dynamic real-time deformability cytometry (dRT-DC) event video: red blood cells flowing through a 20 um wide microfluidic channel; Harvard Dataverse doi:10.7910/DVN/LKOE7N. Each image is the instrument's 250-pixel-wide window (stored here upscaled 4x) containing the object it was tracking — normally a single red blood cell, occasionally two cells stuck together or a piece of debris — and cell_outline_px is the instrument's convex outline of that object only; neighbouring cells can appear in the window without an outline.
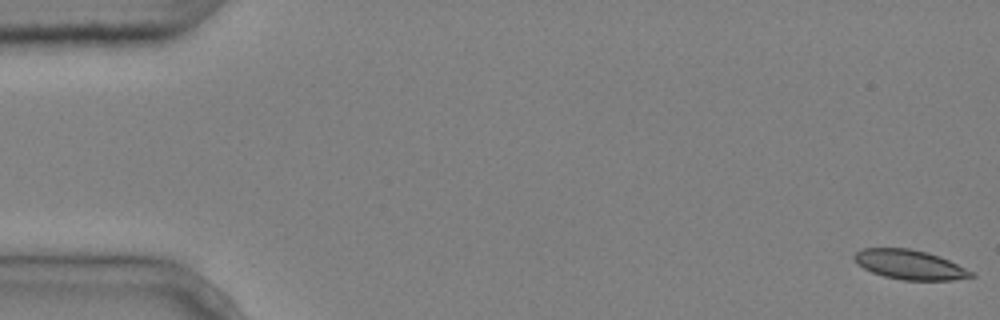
{"species": "common noctule bat (a hibernating species)", "species_latin": "Nyctalus noctula", "temperature_condition": "cold", "stored_images_in_passage": 4, "camera_frame_rate_fps": 3000, "um_per_image_px": 0.085, "animal": {"sex": "male", "body_mass_g": 20.4}, "frame": {"image": 1, "passage_image": 1, "time_ms": 0.0, "image_size_px": [1000, 320], "cell_outline_px": [[976, 276], [952, 280], [900, 280], [884, 276], [872, 272], [864, 268], [852, 256], [856, 252], [864, 248], [908, 248], [928, 252], [940, 256], [976, 272]], "centroid_in_image_um": [77.39, 22.5], "position_along_channel_um": 7.6, "area_um2": 20.17}}
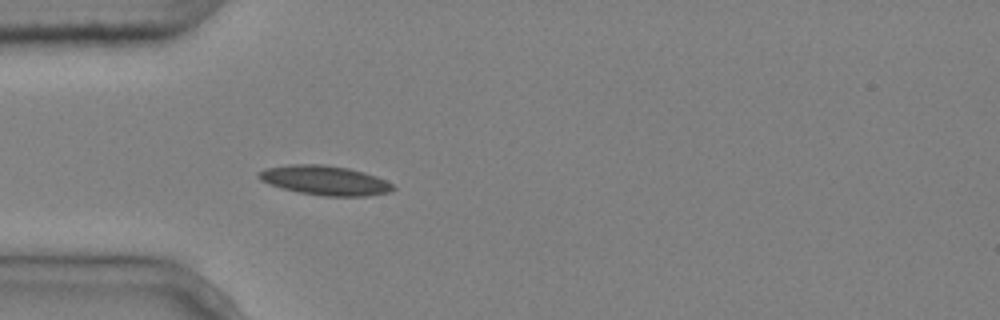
{"frame": {"image": 2, "passage_image": 4, "time_ms": 1.0, "image_size_px": [1000, 320], "cell_outline_px": [[396, 188], [388, 192], [368, 196], [324, 196], [296, 192], [268, 184], [260, 180], [256, 176], [256, 172], [264, 168], [288, 164], [324, 164], [348, 168], [364, 172], [376, 176], [392, 184]], "centroid_in_image_um": [27.55, 15.32], "position_along_channel_um": 57.5, "area_um2": 23.29}}